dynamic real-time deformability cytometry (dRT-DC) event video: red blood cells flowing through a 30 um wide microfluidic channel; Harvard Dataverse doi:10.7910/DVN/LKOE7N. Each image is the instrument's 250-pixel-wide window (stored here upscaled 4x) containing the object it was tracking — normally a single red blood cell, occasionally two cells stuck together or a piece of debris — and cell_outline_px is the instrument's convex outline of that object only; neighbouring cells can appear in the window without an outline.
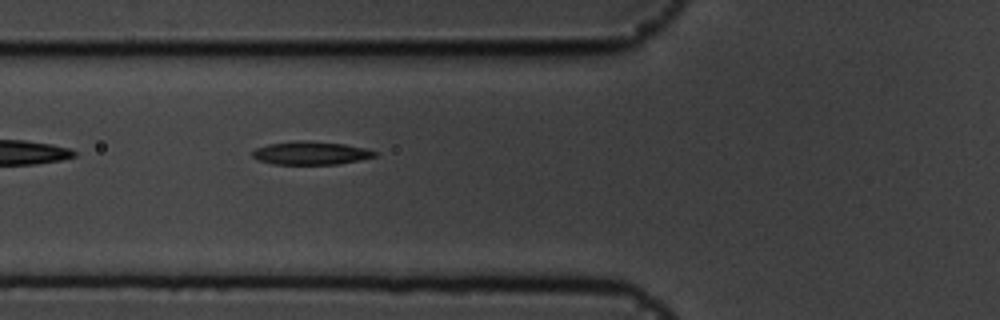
{"species": "common noctule bat (a hibernating species)", "species_latin": "Nyctalus noctula", "temperature_condition": "cold", "stored_images_in_passage": 39, "camera_frame_rate_fps": 3000, "um_per_image_px": 0.085, "animal": {"sex": "male", "body_mass_g": 19.5, "forearm_length_mm": 54.6}, "frame": {"image": 1, "passage_image": 4, "time_ms": 1.0, "image_size_px": [1000, 320], "cell_outline_px": [[376, 156], [360, 160], [340, 164], [272, 164], [260, 160], [252, 156], [252, 152], [256, 148], [268, 144], [296, 140], [312, 140], [344, 144], [364, 148], [376, 152]], "centroid_in_image_um": [26.41, 13.0], "position_along_channel_um": 99.4, "area_um2": 16.59}}
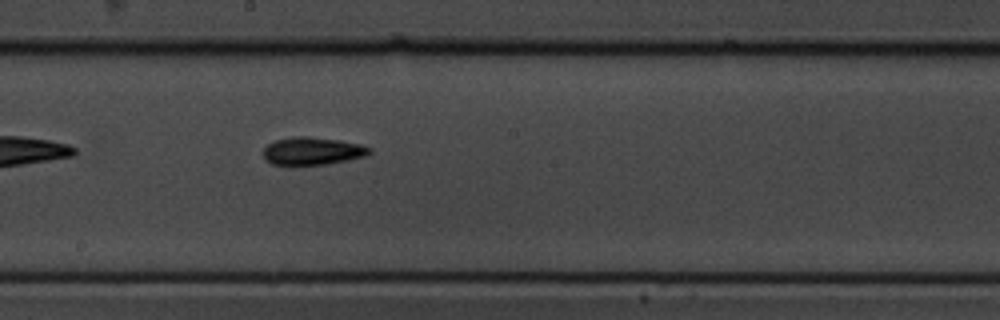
{"frame": {"image": 2, "passage_image": 14, "time_ms": 4.333, "image_size_px": [1000, 320], "cell_outline_px": [[372, 152], [368, 156], [324, 164], [272, 164], [264, 160], [264, 148], [268, 144], [276, 140], [292, 136], [308, 136], [340, 140], [360, 144], [372, 148]], "centroid_in_image_um": [26.58, 12.82], "position_along_channel_um": 221.6, "area_um2": 17.11}}
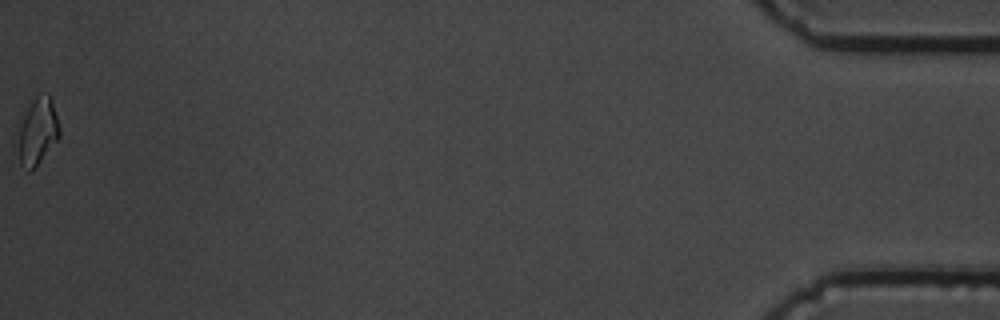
{"frame": {"image": 3, "passage_image": 39, "time_ms": 12.667, "image_size_px": [1000, 320], "cell_outline_px": [[60, 136], [40, 160], [28, 172], [20, 164], [16, 124], [36, 96], [48, 92], [52, 96], [60, 128]], "centroid_in_image_um": [3.17, 11.1], "position_along_channel_um": 432.0, "area_um2": 16.42}, "authors_computed_cell_mechanics": {"area_um2": 16.0106, "velocity_mm_per_s": 3.6613, "shape_relaxation_time_tau1_ms": 3.0018, "shape_relaxation_time_tau2_ms": null, "deformation_change_tau1": 0.155, "deformation_change_tau2": null}}